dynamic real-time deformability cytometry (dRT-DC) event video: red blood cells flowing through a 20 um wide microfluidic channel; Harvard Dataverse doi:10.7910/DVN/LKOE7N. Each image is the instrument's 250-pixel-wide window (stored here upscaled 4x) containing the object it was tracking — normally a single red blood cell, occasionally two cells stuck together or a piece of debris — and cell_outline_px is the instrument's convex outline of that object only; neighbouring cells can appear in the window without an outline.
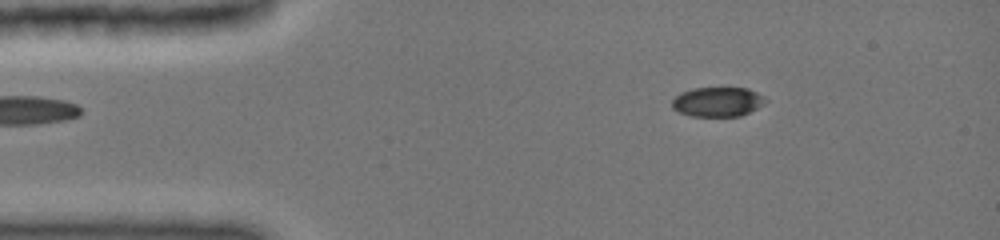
{"species": "common noctule bat (a hibernating species)", "species_latin": "Nyctalus noctula", "temperature_condition": "cold", "stored_images_in_passage": 57, "camera_frame_rate_fps": 3000, "um_per_image_px": 0.085, "animal": {"sex": "female", "body_mass_g": 19.0, "forearm_length_mm": 51.5}, "frame": {"image": 1, "passage_image": 2, "time_ms": 0.333, "image_size_px": [1000, 240], "cell_outline_px": [[768, 100], [756, 108], [740, 116], [692, 116], [680, 112], [672, 108], [672, 100], [676, 96], [684, 92], [696, 88], [748, 88], [764, 96]], "centroid_in_image_um": [61.01, 8.65], "position_along_channel_um": 24.0, "area_um2": 15.84}}
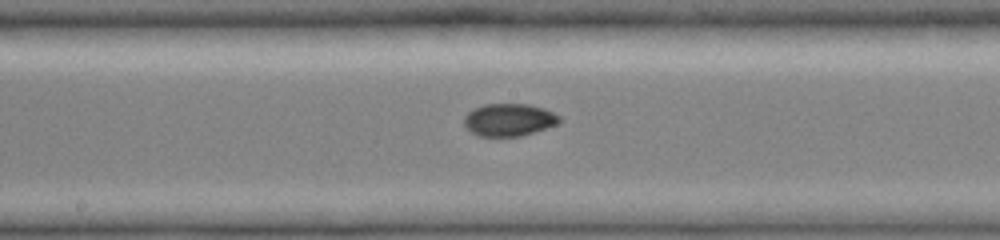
{"frame": {"image": 2, "passage_image": 26, "time_ms": 6.333, "image_size_px": [1000, 240], "cell_outline_px": [[560, 120], [556, 124], [520, 136], [480, 136], [472, 132], [464, 124], [464, 116], [468, 112], [484, 104], [528, 104], [544, 108], [560, 116]], "centroid_in_image_um": [43.25, 10.17], "position_along_channel_um": 205.0, "area_um2": 17.74}}
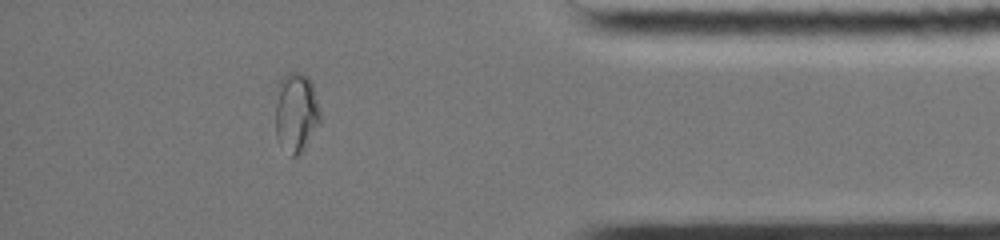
{"frame": {"image": 3, "passage_image": 48, "time_ms": 12.0, "image_size_px": [1000, 240], "cell_outline_px": [[320, 124], [300, 156], [292, 156], [276, 140], [276, 88], [280, 80], [288, 72], [300, 72], [308, 76], [312, 84], [320, 112]], "centroid_in_image_um": [25.16, 9.57], "position_along_channel_um": 410.0, "area_um2": 21.04}, "authors_computed_cell_mechanics": {"area_um2": 18.1492, "velocity_mm_per_s": 3.9676, "shape_relaxation_time_tau1_ms": 7.7936, "shape_relaxation_time_tau2_ms": 2.4354, "deformation_change_tau1": 0.1957, "deformation_change_tau2": 0.0376}}